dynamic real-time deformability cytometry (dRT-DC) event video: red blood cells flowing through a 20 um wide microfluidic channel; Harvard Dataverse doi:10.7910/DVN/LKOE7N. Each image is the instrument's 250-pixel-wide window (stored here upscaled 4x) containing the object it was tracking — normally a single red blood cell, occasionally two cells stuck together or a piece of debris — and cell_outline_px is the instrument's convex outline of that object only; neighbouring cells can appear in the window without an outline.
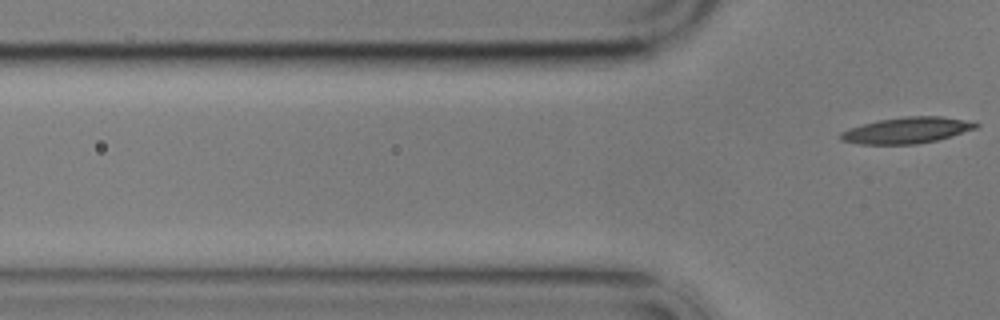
{"species": "common noctule bat (a hibernating species)", "species_latin": "Nyctalus noctula", "temperature_condition": "cold", "stored_images_in_passage": 5, "camera_frame_rate_fps": 3000, "um_per_image_px": 0.085, "animal": {"sex": "male", "body_mass_g": 17.9}, "frame": {"image": 1, "passage_image": 5, "time_ms": 6.333, "image_size_px": [1000, 320], "cell_outline_px": [[980, 124], [976, 128], [952, 136], [936, 140], [916, 144], [860, 144], [840, 140], [840, 132], [848, 128], [880, 120], [904, 116], [940, 116]], "centroid_in_image_um": [77.03, 11.08], "position_along_channel_um": 48.8, "area_um2": 20.29}}